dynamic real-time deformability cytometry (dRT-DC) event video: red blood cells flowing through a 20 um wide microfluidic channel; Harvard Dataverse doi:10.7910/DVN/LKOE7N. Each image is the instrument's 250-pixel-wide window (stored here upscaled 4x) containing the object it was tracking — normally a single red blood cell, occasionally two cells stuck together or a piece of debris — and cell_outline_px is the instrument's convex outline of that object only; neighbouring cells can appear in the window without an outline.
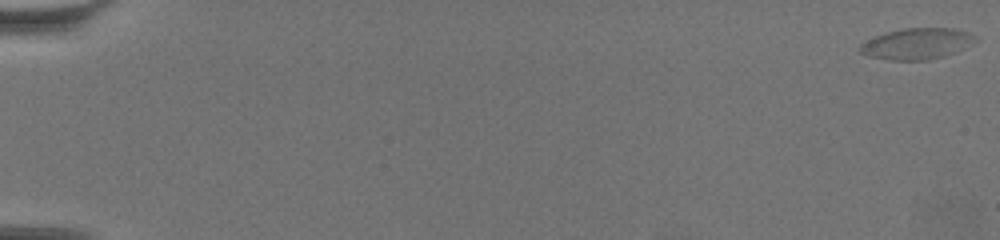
{"species": "common noctule bat (a hibernating species)", "species_latin": "Nyctalus noctula", "temperature_condition": "warm", "stored_images_in_passage": 67, "camera_frame_rate_fps": 3000, "um_per_image_px": 0.085, "animal": {"sex": "female", "body_mass_g": 19.5, "forearm_length_mm": 54.1}, "frame": {"image": 1, "passage_image": 1, "time_ms": 0.0, "image_size_px": [1000, 240], "cell_outline_px": [[976, 40], [944, 56], [928, 60], [888, 60], [868, 56], [860, 52], [860, 44], [876, 36], [888, 32], [904, 28], [952, 28], [968, 32], [976, 36]], "centroid_in_image_um": [77.89, 3.72], "position_along_channel_um": 7.1, "area_um2": 20.46}}
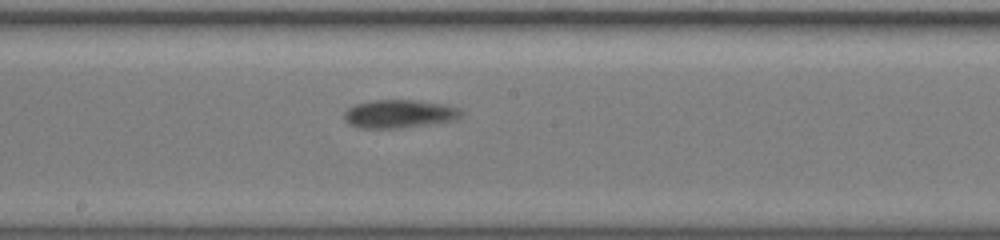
{"frame": {"image": 2, "passage_image": 39, "time_ms": 12.667, "image_size_px": [1000, 240], "cell_outline_px": [[464, 112], [456, 120], [400, 128], [360, 128], [348, 124], [344, 120], [344, 112], [348, 108], [356, 104], [372, 100], [416, 100], [440, 104], [460, 108]], "centroid_in_image_um": [33.91, 9.68], "position_along_channel_um": 214.3, "area_um2": 19.25}}
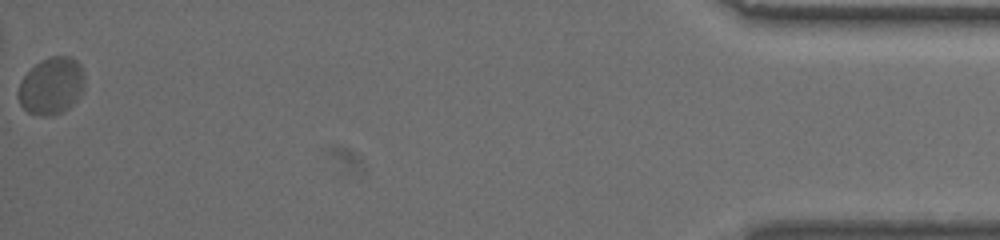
{"frame": {"image": 3, "passage_image": 67, "time_ms": 22.0, "image_size_px": [1000, 240], "cell_outline_px": [[84, 88], [72, 104], [68, 108], [60, 112], [48, 116], [40, 116], [28, 112], [20, 104], [20, 84], [24, 76], [36, 64], [52, 56], [72, 56], [80, 64], [84, 72]], "centroid_in_image_um": [4.41, 7.29], "position_along_channel_um": 430.8, "area_um2": 21.62}, "authors_computed_cell_mechanics": {"area_um2": 19.074, "velocity_mm_per_s": 3.267, "shape_relaxation_time_tau1_ms": 6.2911, "shape_relaxation_time_tau2_ms": null, "deformation_change_tau1": 0.1518, "deformation_change_tau2": null}}